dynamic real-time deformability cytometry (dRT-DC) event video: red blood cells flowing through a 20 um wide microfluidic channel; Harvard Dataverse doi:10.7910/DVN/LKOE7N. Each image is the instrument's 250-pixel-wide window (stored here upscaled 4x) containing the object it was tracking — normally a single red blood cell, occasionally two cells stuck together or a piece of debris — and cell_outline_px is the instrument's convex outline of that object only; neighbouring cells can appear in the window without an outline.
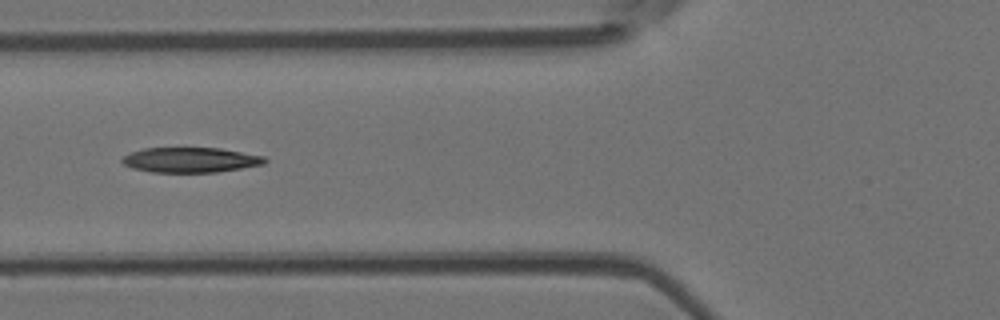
{"species": "Egyptian fruit bat (a non-hibernating species)", "species_latin": "Rousettus aegyptiacus", "temperature_condition": "room temperature", "stored_images_in_passage": 9, "camera_frame_rate_fps": 3000, "um_per_image_px": 0.085, "animal": {"sex": "female"}, "frame": {"image": 1, "passage_image": 6, "time_ms": 6.0, "image_size_px": [1000, 320], "cell_outline_px": [[268, 160], [264, 164], [216, 172], [152, 172], [132, 168], [124, 164], [120, 160], [124, 156], [132, 152], [144, 148], [220, 148], [264, 156]], "centroid_in_image_um": [16.19, 13.59], "position_along_channel_um": 109.6, "area_um2": 20.69}}
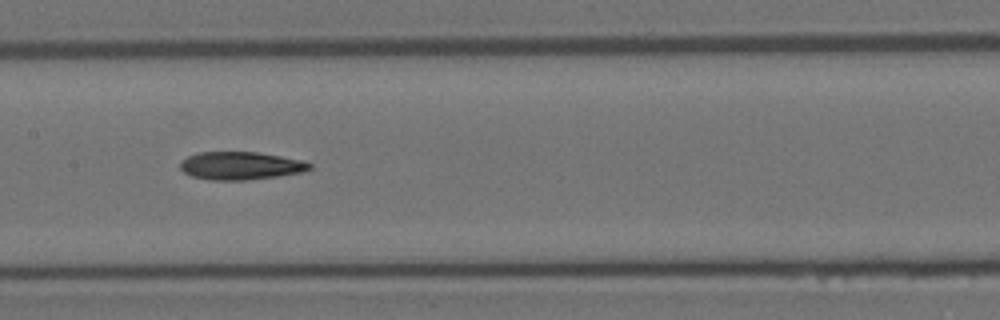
{"frame": {"image": 2, "passage_image": 8, "time_ms": 8.0, "image_size_px": [1000, 320], "cell_outline_px": [[312, 168], [300, 172], [276, 176], [244, 180], [212, 180], [192, 176], [184, 172], [180, 168], [180, 160], [196, 152], [256, 152], [304, 160], [312, 164]], "centroid_in_image_um": [20.42, 14.07], "position_along_channel_um": 187.0, "area_um2": 20.98}}
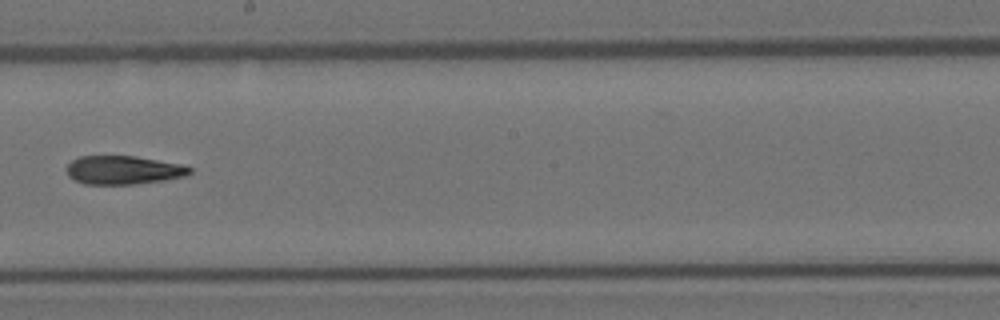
{"frame": {"image": 3, "passage_image": 9, "time_ms": 9.333, "image_size_px": [1000, 320], "cell_outline_px": [[192, 172], [188, 176], [164, 180], [136, 184], [84, 184], [68, 176], [68, 164], [72, 160], [80, 156], [136, 156], [180, 164], [192, 168]], "centroid_in_image_um": [10.52, 14.46], "position_along_channel_um": 237.7, "area_um2": 20.46}}